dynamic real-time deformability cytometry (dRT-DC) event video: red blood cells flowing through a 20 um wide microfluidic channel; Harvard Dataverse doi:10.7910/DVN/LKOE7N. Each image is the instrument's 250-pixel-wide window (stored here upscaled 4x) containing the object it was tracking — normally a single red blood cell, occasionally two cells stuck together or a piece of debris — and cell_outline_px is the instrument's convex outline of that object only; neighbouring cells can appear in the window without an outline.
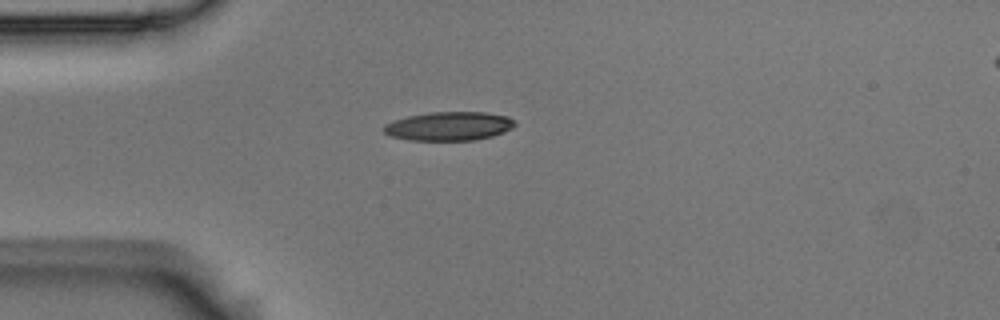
{"species": "Egyptian fruit bat (a non-hibernating species)", "species_latin": "Rousettus aegyptiacus", "temperature_condition": "room temperature", "stored_images_in_passage": 5, "camera_frame_rate_fps": 3000, "um_per_image_px": 0.085, "animal": {"sex": "male"}, "frame": {"image": 1, "passage_image": 5, "time_ms": 1.333, "image_size_px": [1000, 320], "cell_outline_px": [[516, 124], [512, 128], [504, 132], [492, 136], [476, 140], [408, 140], [392, 136], [384, 132], [384, 124], [408, 116], [428, 112], [484, 112], [508, 116]], "centroid_in_image_um": [38.18, 10.72], "position_along_channel_um": 46.8, "area_um2": 21.91}}